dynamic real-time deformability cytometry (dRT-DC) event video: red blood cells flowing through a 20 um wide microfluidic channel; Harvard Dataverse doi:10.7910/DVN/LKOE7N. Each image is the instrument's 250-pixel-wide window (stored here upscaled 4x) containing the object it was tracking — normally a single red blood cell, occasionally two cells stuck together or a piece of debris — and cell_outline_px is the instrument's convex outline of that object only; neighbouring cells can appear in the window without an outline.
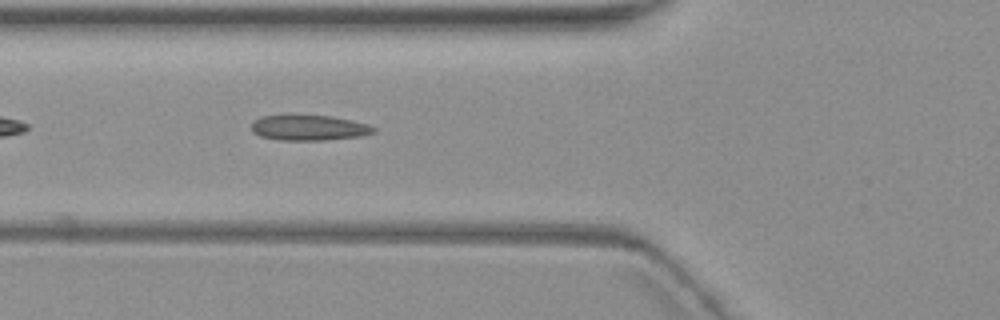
{"species": "common noctule bat (a hibernating species)", "species_latin": "Nyctalus noctula", "temperature_condition": "warm", "stored_images_in_passage": 3, "camera_frame_rate_fps": 3000, "um_per_image_px": 0.085, "animal": {"sex": "female", "body_mass_g": 19.3, "forearm_length_mm": 54.1}, "frame": {"image": 1, "passage_image": 3, "time_ms": 2.333, "image_size_px": [1000, 320], "cell_outline_px": [[376, 132], [360, 136], [324, 140], [280, 140], [260, 136], [252, 132], [252, 124], [260, 116], [332, 116], [352, 120], [368, 124], [376, 128]], "centroid_in_image_um": [26.29, 10.87], "position_along_channel_um": 99.5, "area_um2": 17.86}}